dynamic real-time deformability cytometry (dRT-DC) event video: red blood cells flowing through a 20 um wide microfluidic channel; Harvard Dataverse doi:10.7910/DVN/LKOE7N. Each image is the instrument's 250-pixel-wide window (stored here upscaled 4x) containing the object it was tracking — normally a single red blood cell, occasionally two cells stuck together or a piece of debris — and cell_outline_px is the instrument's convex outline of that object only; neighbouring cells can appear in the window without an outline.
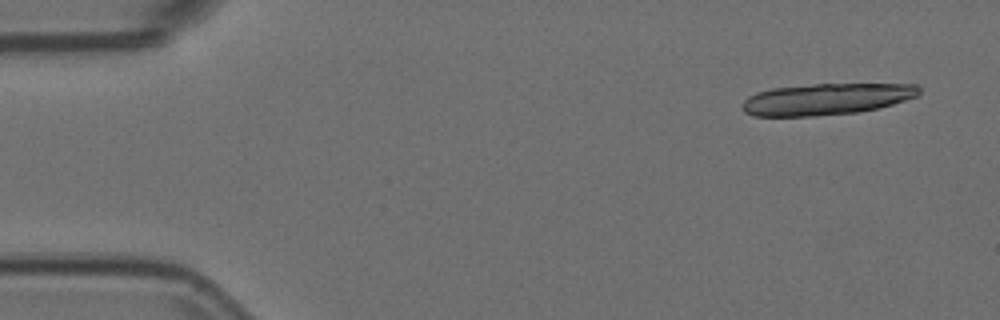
{"species": "Egyptian fruit bat (a non-hibernating species)", "species_latin": "Rousettus aegyptiacus", "temperature_condition": "room temperature", "stored_images_in_passage": 14, "camera_frame_rate_fps": 3000, "um_per_image_px": 0.085, "animal": {"sex": "female"}, "frame": {"image": 1, "passage_image": 1, "time_ms": 0.0, "image_size_px": [1000, 320], "cell_outline_px": [[920, 92], [916, 96], [892, 104], [876, 108], [856, 112], [816, 116], [752, 116], [744, 112], [744, 100], [748, 96], [756, 92], [772, 88], [812, 84], [920, 84]], "centroid_in_image_um": [70.22, 8.42], "position_along_channel_um": 14.8, "area_um2": 32.31}}
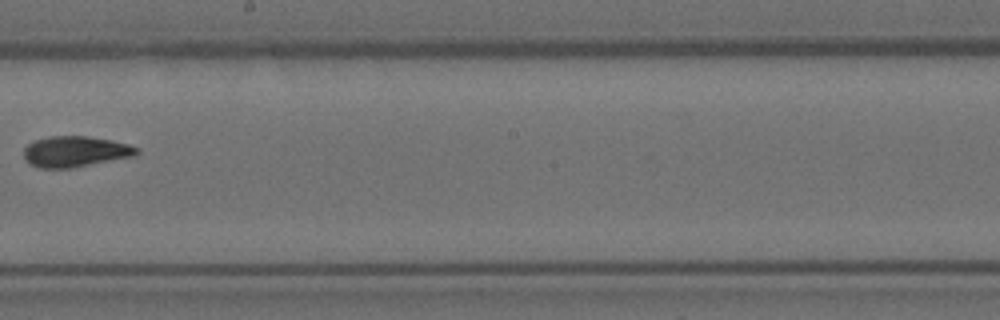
{"frame": {"image": 2, "passage_image": 8, "time_ms": 2.333, "image_size_px": [1000, 320], "cell_outline_px": [[140, 152], [136, 156], [72, 168], [40, 168], [32, 164], [24, 156], [24, 148], [28, 144], [36, 140], [48, 136], [88, 136], [112, 140], [128, 144], [140, 148]], "centroid_in_image_um": [6.46, 12.88], "position_along_channel_um": 241.7, "area_um2": 20.35}}
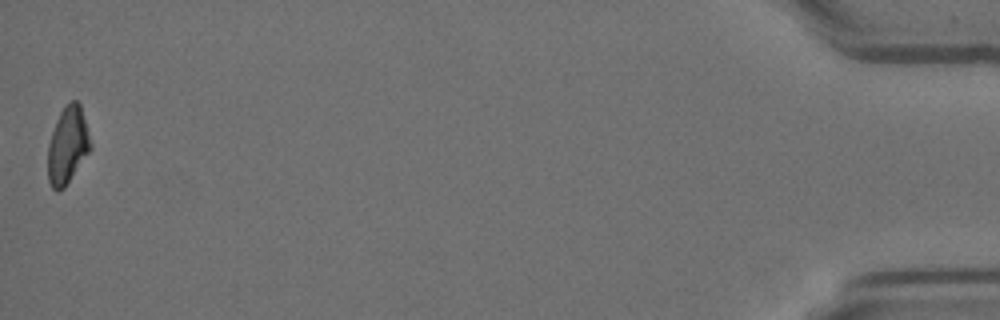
{"frame": {"image": 3, "passage_image": 14, "time_ms": 4.333, "image_size_px": [1000, 320], "cell_outline_px": [[92, 148], [64, 188], [56, 192], [52, 188], [48, 180], [48, 144], [56, 120], [60, 112], [72, 100], [76, 100], [80, 104], [92, 144]], "centroid_in_image_um": [5.75, 12.37], "position_along_channel_um": 429.5, "area_um2": 19.02}}